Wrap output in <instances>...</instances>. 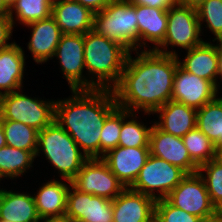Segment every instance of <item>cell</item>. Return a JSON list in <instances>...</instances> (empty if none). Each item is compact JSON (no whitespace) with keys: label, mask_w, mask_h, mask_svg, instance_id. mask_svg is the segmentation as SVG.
<instances>
[{"label":"cell","mask_w":222,"mask_h":222,"mask_svg":"<svg viewBox=\"0 0 222 222\" xmlns=\"http://www.w3.org/2000/svg\"><path fill=\"white\" fill-rule=\"evenodd\" d=\"M5 145H7V143H6L4 129L2 127L1 119H0V148H2Z\"/></svg>","instance_id":"obj_42"},{"label":"cell","mask_w":222,"mask_h":222,"mask_svg":"<svg viewBox=\"0 0 222 222\" xmlns=\"http://www.w3.org/2000/svg\"><path fill=\"white\" fill-rule=\"evenodd\" d=\"M133 4H140L152 8L168 10L176 3V0H130Z\"/></svg>","instance_id":"obj_36"},{"label":"cell","mask_w":222,"mask_h":222,"mask_svg":"<svg viewBox=\"0 0 222 222\" xmlns=\"http://www.w3.org/2000/svg\"><path fill=\"white\" fill-rule=\"evenodd\" d=\"M179 65L187 72L211 81L217 87L218 56L215 45L203 42L193 47L188 50L184 62H179Z\"/></svg>","instance_id":"obj_21"},{"label":"cell","mask_w":222,"mask_h":222,"mask_svg":"<svg viewBox=\"0 0 222 222\" xmlns=\"http://www.w3.org/2000/svg\"><path fill=\"white\" fill-rule=\"evenodd\" d=\"M83 36L85 67L90 73H95L98 78L95 89L112 90L120 81L130 52L119 43L99 35L94 30ZM109 80L113 81V86L108 82Z\"/></svg>","instance_id":"obj_3"},{"label":"cell","mask_w":222,"mask_h":222,"mask_svg":"<svg viewBox=\"0 0 222 222\" xmlns=\"http://www.w3.org/2000/svg\"><path fill=\"white\" fill-rule=\"evenodd\" d=\"M218 42H220V44L215 46L218 56V75L222 77V39H218Z\"/></svg>","instance_id":"obj_39"},{"label":"cell","mask_w":222,"mask_h":222,"mask_svg":"<svg viewBox=\"0 0 222 222\" xmlns=\"http://www.w3.org/2000/svg\"><path fill=\"white\" fill-rule=\"evenodd\" d=\"M94 13L104 9L112 0H74Z\"/></svg>","instance_id":"obj_37"},{"label":"cell","mask_w":222,"mask_h":222,"mask_svg":"<svg viewBox=\"0 0 222 222\" xmlns=\"http://www.w3.org/2000/svg\"><path fill=\"white\" fill-rule=\"evenodd\" d=\"M60 59L61 68L71 90L95 89V81L82 80L84 63V36L80 34H62L55 55Z\"/></svg>","instance_id":"obj_11"},{"label":"cell","mask_w":222,"mask_h":222,"mask_svg":"<svg viewBox=\"0 0 222 222\" xmlns=\"http://www.w3.org/2000/svg\"><path fill=\"white\" fill-rule=\"evenodd\" d=\"M46 158L57 168L65 180L72 184V180L88 159L82 155L77 143L55 121L38 131V155L40 148Z\"/></svg>","instance_id":"obj_4"},{"label":"cell","mask_w":222,"mask_h":222,"mask_svg":"<svg viewBox=\"0 0 222 222\" xmlns=\"http://www.w3.org/2000/svg\"><path fill=\"white\" fill-rule=\"evenodd\" d=\"M167 16V31L161 47L171 44L190 50L204 42L199 38L201 27L196 9L175 3Z\"/></svg>","instance_id":"obj_10"},{"label":"cell","mask_w":222,"mask_h":222,"mask_svg":"<svg viewBox=\"0 0 222 222\" xmlns=\"http://www.w3.org/2000/svg\"><path fill=\"white\" fill-rule=\"evenodd\" d=\"M160 122L155 125L168 134L183 137L196 127L197 109L175 101H168L158 108Z\"/></svg>","instance_id":"obj_19"},{"label":"cell","mask_w":222,"mask_h":222,"mask_svg":"<svg viewBox=\"0 0 222 222\" xmlns=\"http://www.w3.org/2000/svg\"><path fill=\"white\" fill-rule=\"evenodd\" d=\"M94 12L74 0H60L52 4V17L62 34H80L93 30Z\"/></svg>","instance_id":"obj_17"},{"label":"cell","mask_w":222,"mask_h":222,"mask_svg":"<svg viewBox=\"0 0 222 222\" xmlns=\"http://www.w3.org/2000/svg\"><path fill=\"white\" fill-rule=\"evenodd\" d=\"M44 222H69L67 218L44 219Z\"/></svg>","instance_id":"obj_43"},{"label":"cell","mask_w":222,"mask_h":222,"mask_svg":"<svg viewBox=\"0 0 222 222\" xmlns=\"http://www.w3.org/2000/svg\"><path fill=\"white\" fill-rule=\"evenodd\" d=\"M130 55L120 81L112 89L116 103L130 112L142 108L148 114L155 113L171 100L174 74L179 65L177 54L155 47L133 60Z\"/></svg>","instance_id":"obj_1"},{"label":"cell","mask_w":222,"mask_h":222,"mask_svg":"<svg viewBox=\"0 0 222 222\" xmlns=\"http://www.w3.org/2000/svg\"><path fill=\"white\" fill-rule=\"evenodd\" d=\"M150 154L179 167L186 174L198 172V166L191 160L181 137L160 130L155 124L149 136Z\"/></svg>","instance_id":"obj_14"},{"label":"cell","mask_w":222,"mask_h":222,"mask_svg":"<svg viewBox=\"0 0 222 222\" xmlns=\"http://www.w3.org/2000/svg\"><path fill=\"white\" fill-rule=\"evenodd\" d=\"M15 9L17 19L28 25L38 20L52 16V4L48 0H18L10 8V17L13 21L12 9Z\"/></svg>","instance_id":"obj_30"},{"label":"cell","mask_w":222,"mask_h":222,"mask_svg":"<svg viewBox=\"0 0 222 222\" xmlns=\"http://www.w3.org/2000/svg\"><path fill=\"white\" fill-rule=\"evenodd\" d=\"M191 160L199 167L217 157V148L197 127L182 137Z\"/></svg>","instance_id":"obj_27"},{"label":"cell","mask_w":222,"mask_h":222,"mask_svg":"<svg viewBox=\"0 0 222 222\" xmlns=\"http://www.w3.org/2000/svg\"><path fill=\"white\" fill-rule=\"evenodd\" d=\"M151 222H158L155 218Z\"/></svg>","instance_id":"obj_48"},{"label":"cell","mask_w":222,"mask_h":222,"mask_svg":"<svg viewBox=\"0 0 222 222\" xmlns=\"http://www.w3.org/2000/svg\"><path fill=\"white\" fill-rule=\"evenodd\" d=\"M34 158L30 151L5 145L0 148V172L4 177H17L31 167Z\"/></svg>","instance_id":"obj_28"},{"label":"cell","mask_w":222,"mask_h":222,"mask_svg":"<svg viewBox=\"0 0 222 222\" xmlns=\"http://www.w3.org/2000/svg\"><path fill=\"white\" fill-rule=\"evenodd\" d=\"M93 30L119 43L128 51L136 50L135 47L140 44L135 4L130 0H112L104 9L94 14Z\"/></svg>","instance_id":"obj_5"},{"label":"cell","mask_w":222,"mask_h":222,"mask_svg":"<svg viewBox=\"0 0 222 222\" xmlns=\"http://www.w3.org/2000/svg\"><path fill=\"white\" fill-rule=\"evenodd\" d=\"M8 146L30 151L35 157L38 151V130L22 122L1 120Z\"/></svg>","instance_id":"obj_26"},{"label":"cell","mask_w":222,"mask_h":222,"mask_svg":"<svg viewBox=\"0 0 222 222\" xmlns=\"http://www.w3.org/2000/svg\"><path fill=\"white\" fill-rule=\"evenodd\" d=\"M200 222H222V211H218L213 216L202 218Z\"/></svg>","instance_id":"obj_40"},{"label":"cell","mask_w":222,"mask_h":222,"mask_svg":"<svg viewBox=\"0 0 222 222\" xmlns=\"http://www.w3.org/2000/svg\"><path fill=\"white\" fill-rule=\"evenodd\" d=\"M198 20H205L209 29L215 34V40L222 39V0H205L197 8Z\"/></svg>","instance_id":"obj_33"},{"label":"cell","mask_w":222,"mask_h":222,"mask_svg":"<svg viewBox=\"0 0 222 222\" xmlns=\"http://www.w3.org/2000/svg\"><path fill=\"white\" fill-rule=\"evenodd\" d=\"M222 162V145L217 148V157Z\"/></svg>","instance_id":"obj_44"},{"label":"cell","mask_w":222,"mask_h":222,"mask_svg":"<svg viewBox=\"0 0 222 222\" xmlns=\"http://www.w3.org/2000/svg\"><path fill=\"white\" fill-rule=\"evenodd\" d=\"M55 118V102L33 99L14 91L0 96V119L22 122L41 131Z\"/></svg>","instance_id":"obj_6"},{"label":"cell","mask_w":222,"mask_h":222,"mask_svg":"<svg viewBox=\"0 0 222 222\" xmlns=\"http://www.w3.org/2000/svg\"><path fill=\"white\" fill-rule=\"evenodd\" d=\"M67 192L65 218L85 222H113V200L80 192L72 184Z\"/></svg>","instance_id":"obj_13"},{"label":"cell","mask_w":222,"mask_h":222,"mask_svg":"<svg viewBox=\"0 0 222 222\" xmlns=\"http://www.w3.org/2000/svg\"><path fill=\"white\" fill-rule=\"evenodd\" d=\"M0 220L8 222H36L37 213L33 196L0 190Z\"/></svg>","instance_id":"obj_22"},{"label":"cell","mask_w":222,"mask_h":222,"mask_svg":"<svg viewBox=\"0 0 222 222\" xmlns=\"http://www.w3.org/2000/svg\"><path fill=\"white\" fill-rule=\"evenodd\" d=\"M9 8H11L18 0H4Z\"/></svg>","instance_id":"obj_45"},{"label":"cell","mask_w":222,"mask_h":222,"mask_svg":"<svg viewBox=\"0 0 222 222\" xmlns=\"http://www.w3.org/2000/svg\"><path fill=\"white\" fill-rule=\"evenodd\" d=\"M150 155L149 147L128 148L118 146L101 158L125 188H130Z\"/></svg>","instance_id":"obj_15"},{"label":"cell","mask_w":222,"mask_h":222,"mask_svg":"<svg viewBox=\"0 0 222 222\" xmlns=\"http://www.w3.org/2000/svg\"><path fill=\"white\" fill-rule=\"evenodd\" d=\"M132 114L117 107L105 120L100 136V153L105 155L109 150L118 147L122 121Z\"/></svg>","instance_id":"obj_29"},{"label":"cell","mask_w":222,"mask_h":222,"mask_svg":"<svg viewBox=\"0 0 222 222\" xmlns=\"http://www.w3.org/2000/svg\"><path fill=\"white\" fill-rule=\"evenodd\" d=\"M196 127L215 145H222V98H215L197 109Z\"/></svg>","instance_id":"obj_25"},{"label":"cell","mask_w":222,"mask_h":222,"mask_svg":"<svg viewBox=\"0 0 222 222\" xmlns=\"http://www.w3.org/2000/svg\"><path fill=\"white\" fill-rule=\"evenodd\" d=\"M51 4H54V3H56V2H58V1H60V0H48Z\"/></svg>","instance_id":"obj_47"},{"label":"cell","mask_w":222,"mask_h":222,"mask_svg":"<svg viewBox=\"0 0 222 222\" xmlns=\"http://www.w3.org/2000/svg\"><path fill=\"white\" fill-rule=\"evenodd\" d=\"M202 171H206L207 179ZM198 173L203 177L212 204L222 211V162L218 158L212 159L199 166Z\"/></svg>","instance_id":"obj_31"},{"label":"cell","mask_w":222,"mask_h":222,"mask_svg":"<svg viewBox=\"0 0 222 222\" xmlns=\"http://www.w3.org/2000/svg\"><path fill=\"white\" fill-rule=\"evenodd\" d=\"M69 222H85L79 219H68Z\"/></svg>","instance_id":"obj_46"},{"label":"cell","mask_w":222,"mask_h":222,"mask_svg":"<svg viewBox=\"0 0 222 222\" xmlns=\"http://www.w3.org/2000/svg\"><path fill=\"white\" fill-rule=\"evenodd\" d=\"M155 219L158 222H200L201 218L171 205L166 199L156 200Z\"/></svg>","instance_id":"obj_34"},{"label":"cell","mask_w":222,"mask_h":222,"mask_svg":"<svg viewBox=\"0 0 222 222\" xmlns=\"http://www.w3.org/2000/svg\"><path fill=\"white\" fill-rule=\"evenodd\" d=\"M14 21L10 16H0V50L12 45L6 43L10 39L12 33Z\"/></svg>","instance_id":"obj_35"},{"label":"cell","mask_w":222,"mask_h":222,"mask_svg":"<svg viewBox=\"0 0 222 222\" xmlns=\"http://www.w3.org/2000/svg\"><path fill=\"white\" fill-rule=\"evenodd\" d=\"M27 26L33 28L28 49L32 52L36 63L46 62L48 58H52L55 55L62 35L60 27L52 16L32 22Z\"/></svg>","instance_id":"obj_18"},{"label":"cell","mask_w":222,"mask_h":222,"mask_svg":"<svg viewBox=\"0 0 222 222\" xmlns=\"http://www.w3.org/2000/svg\"><path fill=\"white\" fill-rule=\"evenodd\" d=\"M150 131L151 128H146L134 119L128 122L123 120L118 146L128 148L149 147Z\"/></svg>","instance_id":"obj_32"},{"label":"cell","mask_w":222,"mask_h":222,"mask_svg":"<svg viewBox=\"0 0 222 222\" xmlns=\"http://www.w3.org/2000/svg\"><path fill=\"white\" fill-rule=\"evenodd\" d=\"M205 0H176V3L182 6H187L190 8H197L204 2Z\"/></svg>","instance_id":"obj_38"},{"label":"cell","mask_w":222,"mask_h":222,"mask_svg":"<svg viewBox=\"0 0 222 222\" xmlns=\"http://www.w3.org/2000/svg\"><path fill=\"white\" fill-rule=\"evenodd\" d=\"M73 93V98L55 102L54 121L83 149L87 158H101V129L118 107L114 93L98 88L73 90Z\"/></svg>","instance_id":"obj_2"},{"label":"cell","mask_w":222,"mask_h":222,"mask_svg":"<svg viewBox=\"0 0 222 222\" xmlns=\"http://www.w3.org/2000/svg\"><path fill=\"white\" fill-rule=\"evenodd\" d=\"M165 199L174 207L201 219L218 212L211 202L203 177L198 172L187 174Z\"/></svg>","instance_id":"obj_8"},{"label":"cell","mask_w":222,"mask_h":222,"mask_svg":"<svg viewBox=\"0 0 222 222\" xmlns=\"http://www.w3.org/2000/svg\"><path fill=\"white\" fill-rule=\"evenodd\" d=\"M186 175L179 167L150 154L130 189L155 200L165 199ZM155 189L158 196L153 193Z\"/></svg>","instance_id":"obj_7"},{"label":"cell","mask_w":222,"mask_h":222,"mask_svg":"<svg viewBox=\"0 0 222 222\" xmlns=\"http://www.w3.org/2000/svg\"><path fill=\"white\" fill-rule=\"evenodd\" d=\"M167 11L135 4L136 18L138 20V42L150 41L157 46L163 43L167 31Z\"/></svg>","instance_id":"obj_24"},{"label":"cell","mask_w":222,"mask_h":222,"mask_svg":"<svg viewBox=\"0 0 222 222\" xmlns=\"http://www.w3.org/2000/svg\"><path fill=\"white\" fill-rule=\"evenodd\" d=\"M217 90L211 81L199 78L178 65L174 74L171 100L199 109L216 98Z\"/></svg>","instance_id":"obj_12"},{"label":"cell","mask_w":222,"mask_h":222,"mask_svg":"<svg viewBox=\"0 0 222 222\" xmlns=\"http://www.w3.org/2000/svg\"><path fill=\"white\" fill-rule=\"evenodd\" d=\"M71 182L80 192L110 200L125 189L102 158H88Z\"/></svg>","instance_id":"obj_9"},{"label":"cell","mask_w":222,"mask_h":222,"mask_svg":"<svg viewBox=\"0 0 222 222\" xmlns=\"http://www.w3.org/2000/svg\"><path fill=\"white\" fill-rule=\"evenodd\" d=\"M69 187L56 180L40 187L34 198L37 213L41 219L65 218L67 192Z\"/></svg>","instance_id":"obj_20"},{"label":"cell","mask_w":222,"mask_h":222,"mask_svg":"<svg viewBox=\"0 0 222 222\" xmlns=\"http://www.w3.org/2000/svg\"><path fill=\"white\" fill-rule=\"evenodd\" d=\"M24 52L15 42L0 50V96L22 87Z\"/></svg>","instance_id":"obj_23"},{"label":"cell","mask_w":222,"mask_h":222,"mask_svg":"<svg viewBox=\"0 0 222 222\" xmlns=\"http://www.w3.org/2000/svg\"><path fill=\"white\" fill-rule=\"evenodd\" d=\"M0 16H10V8L4 0H0Z\"/></svg>","instance_id":"obj_41"},{"label":"cell","mask_w":222,"mask_h":222,"mask_svg":"<svg viewBox=\"0 0 222 222\" xmlns=\"http://www.w3.org/2000/svg\"><path fill=\"white\" fill-rule=\"evenodd\" d=\"M155 204L152 197L125 188L113 200V222H151Z\"/></svg>","instance_id":"obj_16"}]
</instances>
